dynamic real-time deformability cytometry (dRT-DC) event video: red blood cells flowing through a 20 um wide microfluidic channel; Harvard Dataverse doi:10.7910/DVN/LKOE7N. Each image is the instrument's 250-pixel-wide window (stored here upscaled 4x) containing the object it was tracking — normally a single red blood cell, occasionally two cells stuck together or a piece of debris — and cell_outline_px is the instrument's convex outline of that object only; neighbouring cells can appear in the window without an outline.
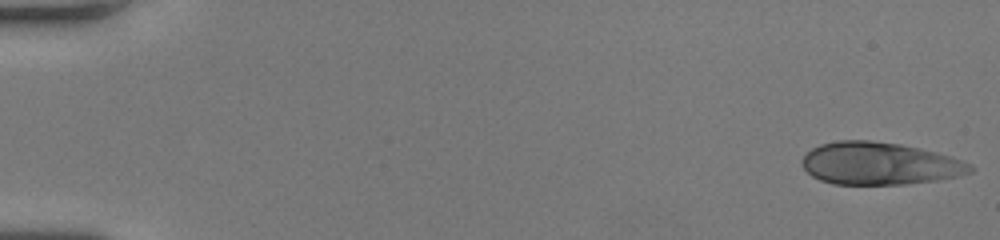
{"species": "human", "species_latin": "Homo sapiens", "temperature_condition": "room temperature", "stored_images_in_passage": 51, "camera_frame_rate_fps": 3000, "um_per_image_px": 0.085, "donor": {"sex": "female"}, "frame": {"image": 1, "passage_image": 1, "time_ms": 0.0, "image_size_px": [1000, 240], "cell_outline_px": [[976, 168], [972, 172], [956, 176], [936, 180], [904, 184], [832, 184], [820, 180], [812, 176], [804, 168], [800, 160], [812, 148], [820, 144], [840, 140], [868, 140], [900, 144], [920, 148], [952, 156], [972, 164]], "centroid_in_image_um": [74.77, 13.9], "position_along_channel_um": 10.2, "area_um2": 41.67}}
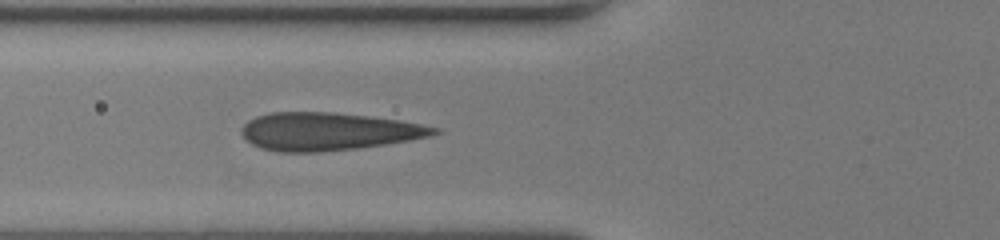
{"frame": {"image": 2, "passage_image": 20, "time_ms": 6.333, "image_size_px": [1000, 240], "cell_outline_px": [[444, 132], [432, 136], [360, 148], [320, 152], [276, 152], [260, 148], [252, 144], [240, 132], [240, 128], [248, 120], [256, 116], [272, 112], [332, 112], [368, 116], [400, 120], [440, 128]], "centroid_in_image_um": [27.9, 11.18], "position_along_channel_um": 97.9, "area_um2": 42.66}}
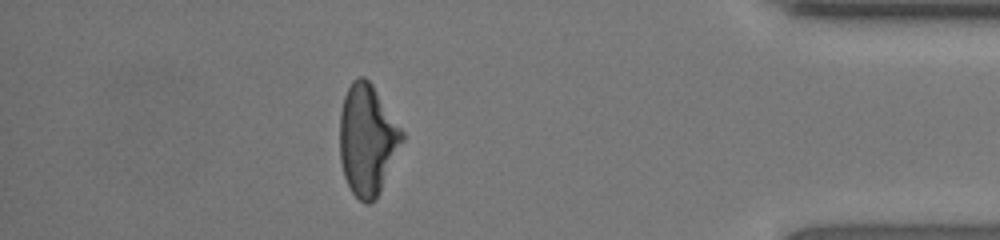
{"frame": {"image": 3, "passage_image": 45, "time_ms": 14.667, "image_size_px": [1000, 240], "cell_outline_px": [[404, 140], [380, 192], [376, 200], [368, 204], [364, 204], [352, 192], [344, 176], [340, 160], [340, 112], [344, 96], [352, 80], [356, 76], [364, 76], [372, 84], [404, 132]], "centroid_in_image_um": [31.22, 11.88], "position_along_channel_um": 404.0, "area_um2": 40.34}, "authors_computed_cell_mechanics": {"area_um2": 41.327, "velocity_mm_per_s": 4.1284, "shape_relaxation_time_tau1_ms": 8.1749, "shape_relaxation_time_tau2_ms": null, "deformation_change_tau1": 0.2402, "deformation_change_tau2": null}}